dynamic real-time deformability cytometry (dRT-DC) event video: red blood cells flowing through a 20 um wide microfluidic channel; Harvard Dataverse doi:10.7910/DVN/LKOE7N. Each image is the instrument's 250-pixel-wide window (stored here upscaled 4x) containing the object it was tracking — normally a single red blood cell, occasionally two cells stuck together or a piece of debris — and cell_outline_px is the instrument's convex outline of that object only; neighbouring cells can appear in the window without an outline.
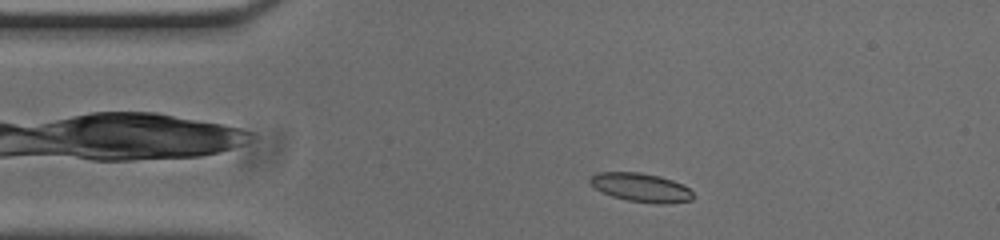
{"species": "common noctule bat (a hibernating species)", "species_latin": "Nyctalus noctula", "temperature_condition": "cold", "stored_images_in_passage": 48, "camera_frame_rate_fps": 3000, "um_per_image_px": 0.085, "animal": {"sex": "male", "body_mass_g": 20.0, "forearm_length_mm": 53.3}, "frame": {"image": 1, "passage_image": 4, "time_ms": 1.0, "image_size_px": [1000, 240], "cell_outline_px": [[692, 200], [664, 204], [660, 204], [628, 200], [612, 196], [596, 188], [588, 180], [588, 176], [596, 172], [640, 172], [660, 176], [672, 180], [688, 188], [692, 192]], "centroid_in_image_um": [54.45, 15.92], "position_along_channel_um": 30.6, "area_um2": 17.11}}
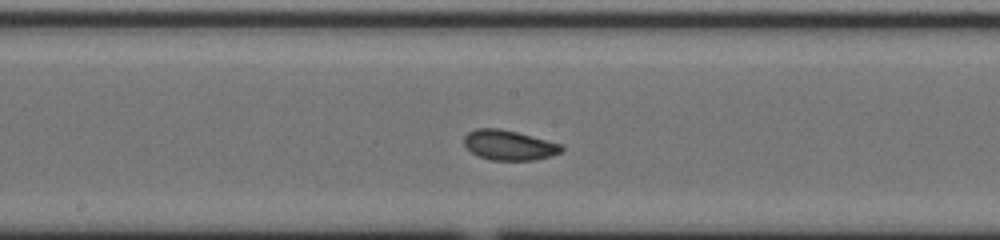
{"frame": {"image": 2, "passage_image": 21, "time_ms": 6.667, "image_size_px": [1000, 240], "cell_outline_px": [[564, 148], [560, 152], [552, 156], [536, 160], [492, 160], [480, 156], [472, 152], [464, 144], [464, 136], [468, 132], [476, 128], [496, 128], [516, 132], [560, 144]], "centroid_in_image_um": [43.25, 12.34], "position_along_channel_um": 204.9, "area_um2": 16.76}}
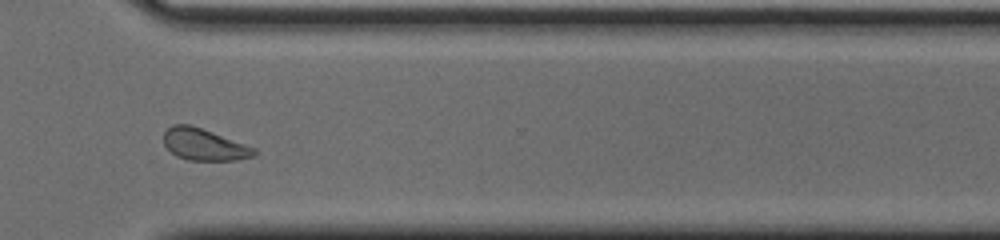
{"frame": {"image": 3, "passage_image": 33, "time_ms": 10.667, "image_size_px": [1000, 240], "cell_outline_px": [[256, 156], [236, 160], [188, 160], [176, 156], [164, 144], [164, 132], [172, 124], [188, 124], [212, 132], [256, 148]], "centroid_in_image_um": [17.35, 12.29], "position_along_channel_um": 353.2, "area_um2": 16.59}, "authors_computed_cell_mechanics": {"area_um2": 16.9354, "velocity_mm_per_s": 3.7097, "shape_relaxation_time_tau1_ms": 3.8987, "shape_relaxation_time_tau2_ms": 2.3896, "deformation_change_tau1": 0.1292, "deformation_change_tau2": 0.0634}}